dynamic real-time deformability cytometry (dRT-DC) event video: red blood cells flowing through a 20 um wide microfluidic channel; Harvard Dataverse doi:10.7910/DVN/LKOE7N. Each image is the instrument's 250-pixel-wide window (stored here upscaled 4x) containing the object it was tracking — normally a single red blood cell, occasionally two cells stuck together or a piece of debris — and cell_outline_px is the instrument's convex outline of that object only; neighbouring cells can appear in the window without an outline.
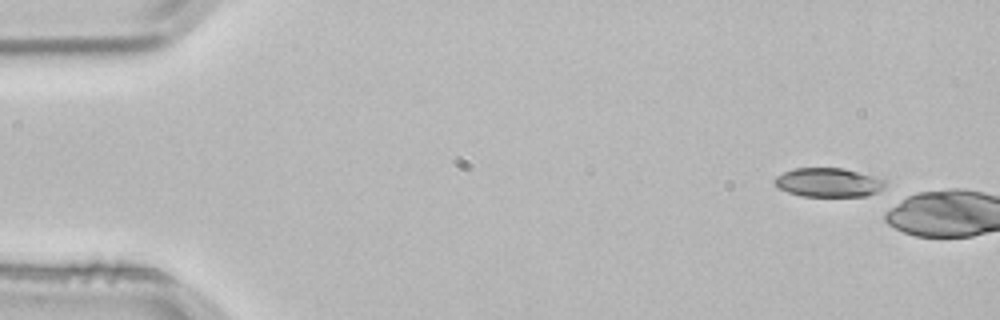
{"species": "common noctule bat (a hibernating species)", "species_latin": "Nyctalus noctula", "temperature_condition": "room temperature", "stored_images_in_passage": 2, "camera_frame_rate_fps": 3000, "um_per_image_px": 0.085, "animal": {"sex": "male", "body_mass_g": 21.5, "forearm_length_mm": 52.0}, "frame": {"image": 1, "passage_image": 1, "time_ms": 0.0, "image_size_px": [1000, 320], "cell_outline_px": [[888, 184], [876, 192], [864, 196], [800, 196], [776, 188], [776, 176], [784, 172], [796, 168], [844, 168], [876, 176], [884, 180]], "centroid_in_image_um": [70.43, 15.5], "position_along_channel_um": 14.6, "area_um2": 18.67}}